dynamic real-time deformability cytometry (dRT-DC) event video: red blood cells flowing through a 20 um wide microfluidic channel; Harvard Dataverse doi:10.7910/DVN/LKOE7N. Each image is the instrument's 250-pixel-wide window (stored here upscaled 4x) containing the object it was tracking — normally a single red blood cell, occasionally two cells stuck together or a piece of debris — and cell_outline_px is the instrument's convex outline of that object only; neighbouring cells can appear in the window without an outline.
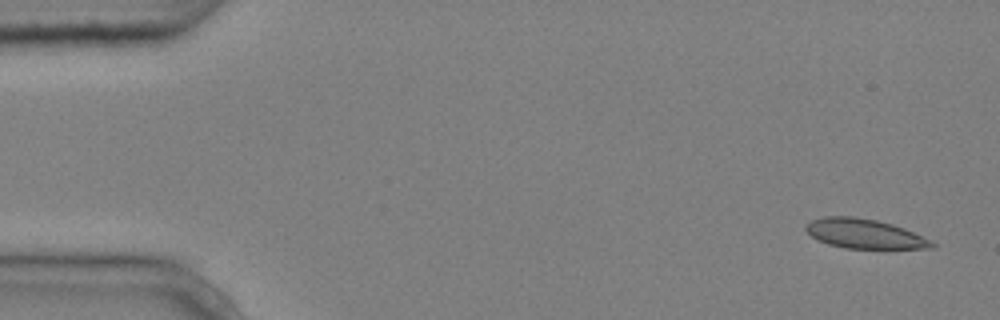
{"species": "common noctule bat (a hibernating species)", "species_latin": "Nyctalus noctula", "temperature_condition": "cold", "stored_images_in_passage": 6, "camera_frame_rate_fps": 3000, "um_per_image_px": 0.085, "animal": {"sex": "male", "body_mass_g": 20.4}, "frame": {"image": 1, "passage_image": 1, "time_ms": 0.0, "image_size_px": [1000, 320], "cell_outline_px": [[936, 248], [844, 248], [828, 244], [812, 236], [804, 228], [812, 220], [824, 216], [852, 216], [876, 220], [892, 224], [904, 228], [932, 240], [936, 244]], "centroid_in_image_um": [73.51, 19.86], "position_along_channel_um": 11.5, "area_um2": 21.5}}
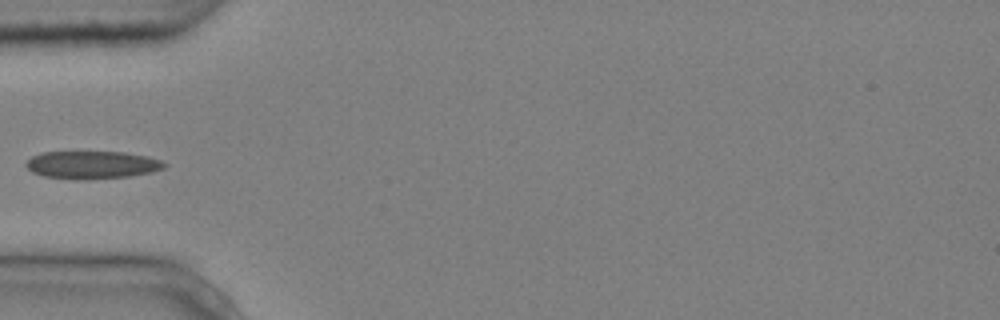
{"frame": {"image": 2, "passage_image": 5, "time_ms": 1.333, "image_size_px": [1000, 320], "cell_outline_px": [[168, 164], [164, 168], [152, 172], [128, 176], [88, 180], [76, 180], [44, 176], [32, 172], [24, 164], [32, 156], [40, 152], [124, 152], [148, 156], [160, 160]], "centroid_in_image_um": [7.82, 14.02], "position_along_channel_um": 77.2, "area_um2": 22.54}}
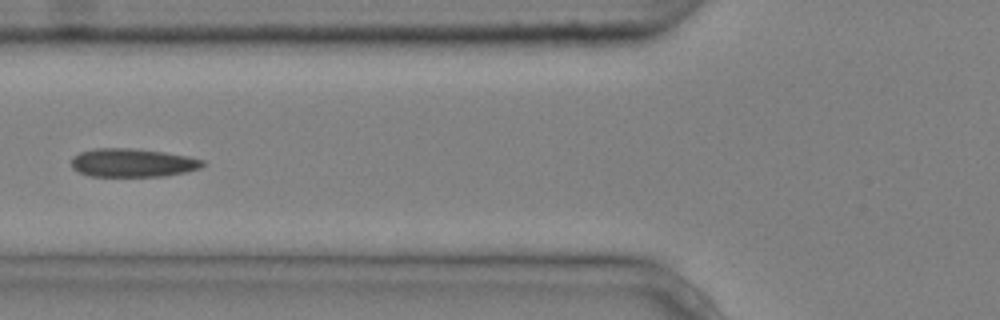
{"frame": {"image": 3, "passage_image": 6, "time_ms": 1.667, "image_size_px": [1000, 320], "cell_outline_px": [[204, 164], [200, 168], [184, 172], [164, 176], [88, 176], [72, 168], [72, 156], [80, 152], [96, 148], [132, 148], [164, 152], [188, 156], [204, 160]], "centroid_in_image_um": [11.25, 13.83], "position_along_channel_um": 114.5, "area_um2": 21.73}}